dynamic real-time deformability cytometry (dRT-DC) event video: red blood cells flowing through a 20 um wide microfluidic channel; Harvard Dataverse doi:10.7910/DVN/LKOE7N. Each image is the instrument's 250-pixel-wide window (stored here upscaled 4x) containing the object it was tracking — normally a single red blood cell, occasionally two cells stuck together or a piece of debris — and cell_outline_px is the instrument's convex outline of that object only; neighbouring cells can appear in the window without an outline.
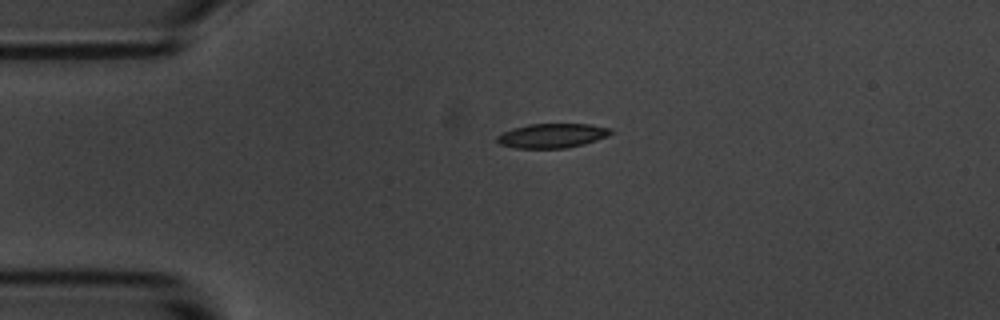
{"species": "common noctule bat (a hibernating species)", "species_latin": "Nyctalus noctula", "temperature_condition": "room temperature", "stored_images_in_passage": 4, "camera_frame_rate_fps": 3000, "um_per_image_px": 0.085, "animal": {"sex": "male", "body_mass_g": 20.1, "forearm_length_mm": 53.5}, "frame": {"image": 1, "passage_image": 4, "time_ms": 3.667, "image_size_px": [1000, 320], "cell_outline_px": [[612, 132], [608, 136], [584, 144], [568, 148], [516, 148], [500, 144], [496, 140], [496, 136], [512, 128], [528, 124], [588, 124], [612, 128]], "centroid_in_image_um": [46.93, 11.53], "position_along_channel_um": 38.1, "area_um2": 16.18}}